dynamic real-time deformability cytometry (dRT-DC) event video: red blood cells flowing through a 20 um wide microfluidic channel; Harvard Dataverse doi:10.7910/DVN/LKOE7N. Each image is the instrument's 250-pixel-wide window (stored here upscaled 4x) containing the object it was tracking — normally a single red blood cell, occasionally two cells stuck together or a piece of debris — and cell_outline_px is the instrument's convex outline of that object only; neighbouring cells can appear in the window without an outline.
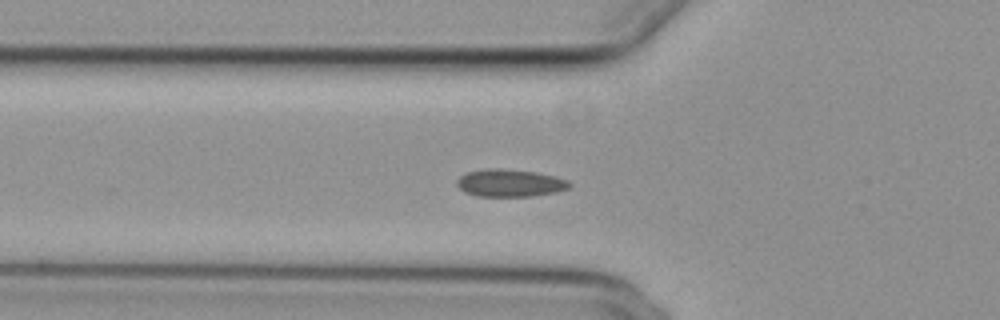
{"species": "common noctule bat (a hibernating species)", "species_latin": "Nyctalus noctula", "temperature_condition": "cold", "stored_images_in_passage": 55, "camera_frame_rate_fps": 3000, "um_per_image_px": 0.085, "animal": {"sex": "female", "body_mass_g": 29.2, "forearm_length_mm": 56.3}, "frame": {"image": 1, "passage_image": 19, "time_ms": 6.0, "image_size_px": [1000, 320], "cell_outline_px": [[572, 184], [568, 188], [556, 192], [532, 196], [476, 196], [464, 192], [456, 184], [456, 180], [464, 172], [484, 168], [500, 168], [536, 172], [556, 176], [568, 180]], "centroid_in_image_um": [43.31, 15.54], "position_along_channel_um": 82.5, "area_um2": 18.26}}
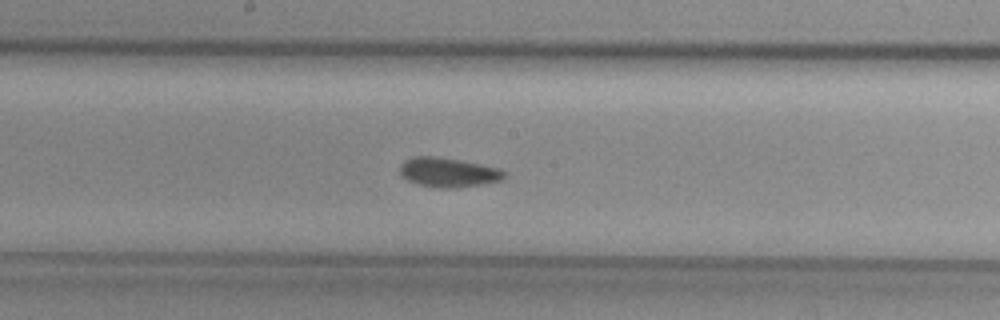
{"frame": {"image": 2, "passage_image": 29, "time_ms": 9.333, "image_size_px": [1000, 320], "cell_outline_px": [[508, 176], [500, 180], [480, 184], [456, 188], [436, 188], [420, 184], [408, 180], [400, 176], [400, 164], [404, 160], [412, 156], [436, 156], [460, 160], [500, 168], [508, 172]], "centroid_in_image_um": [38.1, 14.64], "position_along_channel_um": 210.1, "area_um2": 18.09}}
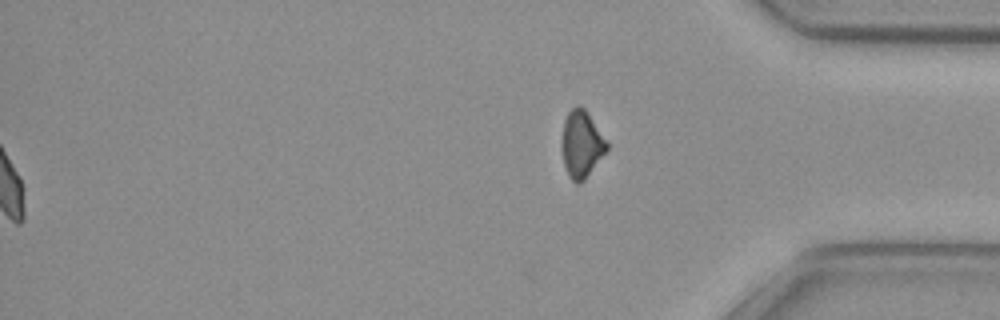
{"frame": {"image": 3, "passage_image": 55, "time_ms": 18.0, "image_size_px": [1000, 320], "cell_outline_px": [[608, 148], [584, 180], [580, 184], [576, 184], [568, 176], [564, 164], [560, 148], [560, 144], [564, 120], [568, 112], [576, 104], [584, 108], [588, 112], [608, 140]], "centroid_in_image_um": [49.41, 12.23], "position_along_channel_um": 385.8, "area_um2": 17.92}}